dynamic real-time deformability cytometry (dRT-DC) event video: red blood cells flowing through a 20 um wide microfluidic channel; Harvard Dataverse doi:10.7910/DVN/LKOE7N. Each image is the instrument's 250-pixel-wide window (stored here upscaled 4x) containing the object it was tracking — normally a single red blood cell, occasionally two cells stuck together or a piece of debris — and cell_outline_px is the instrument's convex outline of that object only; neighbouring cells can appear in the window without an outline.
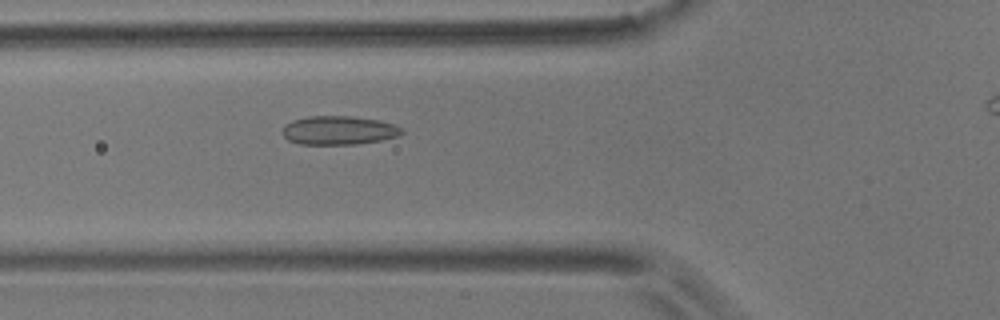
{"species": "common noctule bat (a hibernating species)", "species_latin": "Nyctalus noctula", "temperature_condition": "room temperature", "stored_images_in_passage": 4, "camera_frame_rate_fps": 3000, "um_per_image_px": 0.085, "animal": {"sex": "male", "body_mass_g": 17.9}, "frame": {"image": 1, "passage_image": 4, "time_ms": 1.0, "image_size_px": [1000, 320], "cell_outline_px": [[404, 132], [400, 136], [380, 140], [356, 144], [300, 144], [288, 140], [280, 132], [284, 124], [292, 120], [308, 116], [352, 116], [380, 120], [396, 124], [404, 128]], "centroid_in_image_um": [28.81, 11.07], "position_along_channel_um": 97.0, "area_um2": 20.35}}